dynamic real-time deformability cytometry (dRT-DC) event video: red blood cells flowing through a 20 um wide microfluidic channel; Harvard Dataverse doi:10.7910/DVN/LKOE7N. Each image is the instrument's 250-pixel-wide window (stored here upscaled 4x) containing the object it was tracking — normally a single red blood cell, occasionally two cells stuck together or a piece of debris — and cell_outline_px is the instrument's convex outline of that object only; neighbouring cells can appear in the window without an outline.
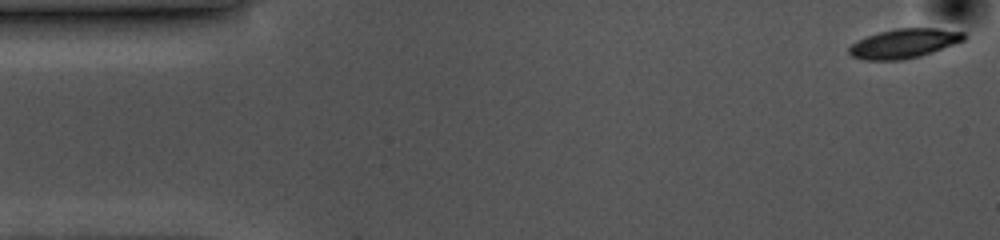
{"species": "common noctule bat (a hibernating species)", "species_latin": "Nyctalus noctula", "temperature_condition": "cold", "stored_images_in_passage": 3, "camera_frame_rate_fps": 3000, "um_per_image_px": 0.085, "animal": {"sex": "female", "body_mass_g": 10.0, "forearm_length_mm": 53.1}, "frame": {"image": 1, "passage_image": 1, "time_ms": 0.0, "image_size_px": [1000, 240], "cell_outline_px": [[964, 40], [932, 52], [920, 56], [904, 60], [864, 60], [852, 56], [848, 52], [848, 48], [852, 44], [868, 36], [880, 32], [896, 28], [936, 28], [964, 32]], "centroid_in_image_um": [76.83, 3.7], "position_along_channel_um": 8.2, "area_um2": 19.42}}